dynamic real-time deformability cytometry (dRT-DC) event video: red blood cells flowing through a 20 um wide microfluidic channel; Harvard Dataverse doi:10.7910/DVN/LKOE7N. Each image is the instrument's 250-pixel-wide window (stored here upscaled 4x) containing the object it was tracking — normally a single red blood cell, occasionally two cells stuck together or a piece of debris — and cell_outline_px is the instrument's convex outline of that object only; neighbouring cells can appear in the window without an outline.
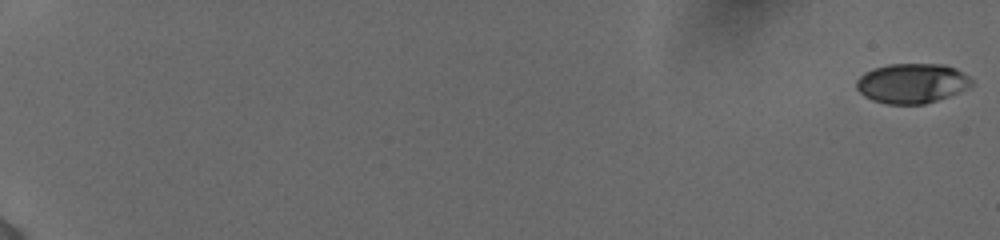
{"species": "human", "species_latin": "Homo sapiens", "temperature_condition": "cold", "stored_images_in_passage": 74, "camera_frame_rate_fps": 3000, "um_per_image_px": 0.085, "donor": {"sex": "female"}, "frame": {"image": 1, "passage_image": 1, "time_ms": 0.0, "image_size_px": [1000, 240], "cell_outline_px": [[972, 84], [968, 88], [948, 96], [924, 104], [888, 104], [872, 100], [864, 96], [856, 88], [856, 80], [864, 72], [872, 68], [888, 64], [944, 64], [956, 68], [968, 76], [972, 80]], "centroid_in_image_um": [77.49, 7.07], "position_along_channel_um": 7.5, "area_um2": 26.76}}
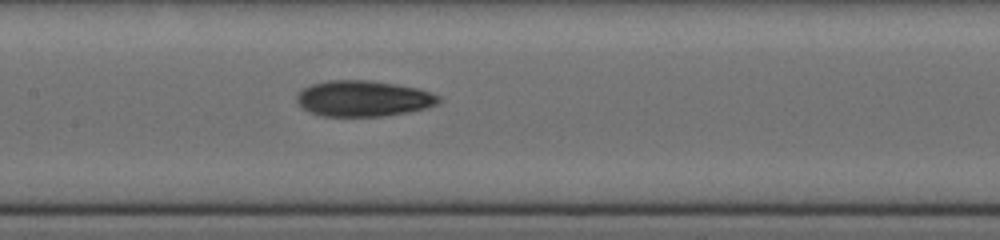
{"frame": {"image": 2, "passage_image": 41, "time_ms": 10.333, "image_size_px": [1000, 240], "cell_outline_px": [[440, 100], [436, 104], [424, 108], [408, 112], [384, 116], [320, 116], [308, 112], [296, 100], [296, 96], [304, 88], [312, 84], [328, 80], [368, 80], [396, 84], [420, 88], [440, 96]], "centroid_in_image_um": [30.88, 8.37], "position_along_channel_um": 176.5, "area_um2": 29.65}}
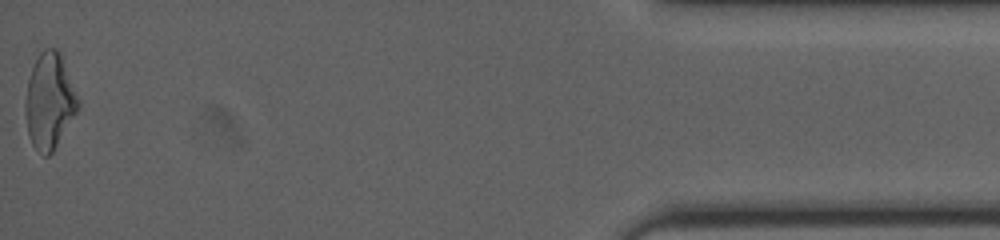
{"frame": {"image": 3, "passage_image": 74, "time_ms": 18.667, "image_size_px": [1000, 240], "cell_outline_px": [[80, 108], [52, 152], [48, 156], [44, 156], [32, 144], [28, 136], [24, 112], [24, 104], [28, 80], [32, 68], [40, 52], [44, 48], [56, 48], [60, 52], [80, 100]], "centroid_in_image_um": [4.21, 8.59], "position_along_channel_um": 431.0, "area_um2": 29.59}, "authors_computed_cell_mechanics": {"area_um2": 28.2064, "velocity_mm_per_s": 3.8908, "shape_relaxation_time_tau1_ms": 4.5386, "shape_relaxation_time_tau2_ms": 2.8521, "deformation_change_tau1": 0.1449, "deformation_change_tau2": 0.0973}}